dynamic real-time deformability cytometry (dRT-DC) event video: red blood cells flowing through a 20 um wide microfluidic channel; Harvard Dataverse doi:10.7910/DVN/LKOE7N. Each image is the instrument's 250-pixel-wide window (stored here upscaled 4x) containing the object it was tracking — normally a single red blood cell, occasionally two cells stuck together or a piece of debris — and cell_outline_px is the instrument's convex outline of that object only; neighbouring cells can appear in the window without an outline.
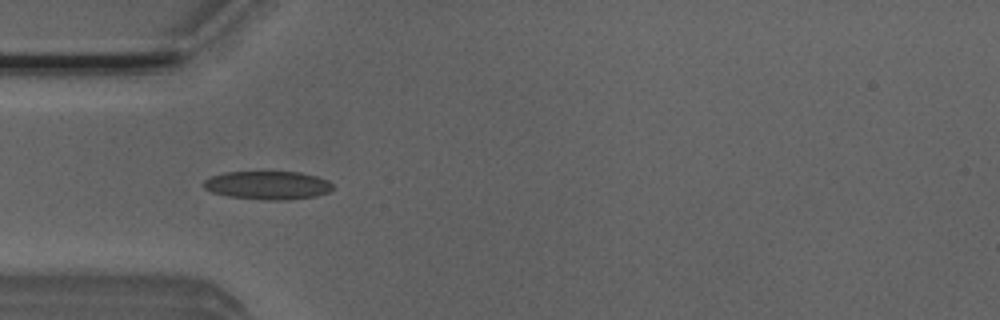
{"species": "Egyptian fruit bat (a non-hibernating species)", "species_latin": "Rousettus aegyptiacus", "temperature_condition": "room temperature", "stored_images_in_passage": 2, "camera_frame_rate_fps": 3000, "um_per_image_px": 0.085, "animal": {"sex": "male"}, "frame": {"image": 1, "passage_image": 1, "time_ms": 0.0, "image_size_px": [1000, 320], "cell_outline_px": [[332, 188], [328, 192], [316, 196], [288, 200], [264, 200], [228, 196], [212, 192], [204, 188], [204, 180], [212, 176], [224, 172], [300, 172], [316, 176], [328, 180], [332, 184]], "centroid_in_image_um": [22.76, 15.75], "position_along_channel_um": 62.2, "area_um2": 21.33}}